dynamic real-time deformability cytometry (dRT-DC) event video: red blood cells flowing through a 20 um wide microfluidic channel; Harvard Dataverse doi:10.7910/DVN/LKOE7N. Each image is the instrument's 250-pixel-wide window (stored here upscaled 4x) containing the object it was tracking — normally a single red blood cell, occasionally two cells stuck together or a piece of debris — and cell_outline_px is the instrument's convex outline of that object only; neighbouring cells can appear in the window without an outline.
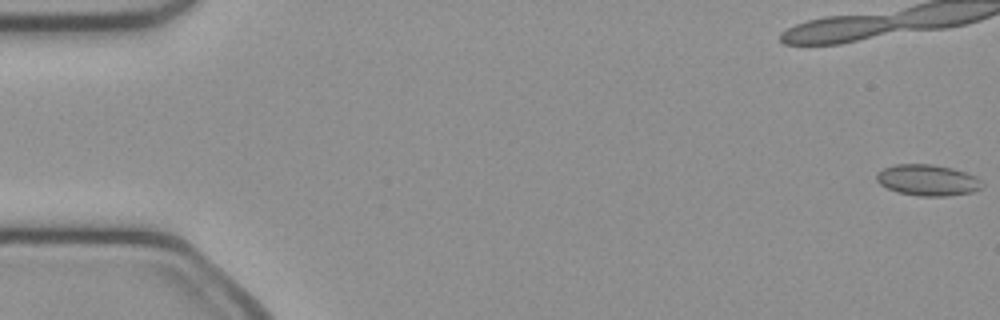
{"species": "common noctule bat (a hibernating species)", "species_latin": "Nyctalus noctula", "temperature_condition": "cold", "stored_images_in_passage": 51, "camera_frame_rate_fps": 3000, "um_per_image_px": 0.085, "animal": {"sex": "female", "body_mass_g": 21.9}, "frame": {"image": 1, "passage_image": 1, "time_ms": 0.0, "image_size_px": [1000, 320], "cell_outline_px": [[984, 184], [980, 188], [972, 192], [944, 196], [920, 196], [896, 192], [880, 184], [876, 180], [876, 172], [884, 168], [896, 164], [932, 164], [952, 168], [976, 176]], "centroid_in_image_um": [78.83, 15.31], "position_along_channel_um": 6.2, "area_um2": 19.13}}